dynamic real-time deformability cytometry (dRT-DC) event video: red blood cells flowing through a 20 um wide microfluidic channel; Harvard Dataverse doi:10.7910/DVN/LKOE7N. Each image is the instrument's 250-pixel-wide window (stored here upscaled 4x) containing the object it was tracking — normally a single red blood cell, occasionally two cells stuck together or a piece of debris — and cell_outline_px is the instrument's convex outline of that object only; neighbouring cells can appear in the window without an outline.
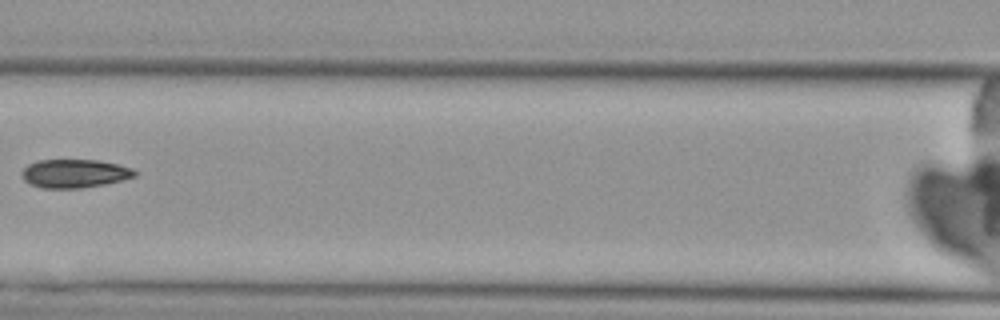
{"species": "Egyptian fruit bat (a non-hibernating species)", "species_latin": "Rousettus aegyptiacus", "temperature_condition": "cold", "stored_images_in_passage": 7, "camera_frame_rate_fps": 3000, "um_per_image_px": 0.085, "animal": {"sex": "female"}, "frame": {"image": 1, "passage_image": 7, "time_ms": 7.333, "image_size_px": [1000, 320], "cell_outline_px": [[136, 176], [104, 184], [80, 188], [40, 188], [24, 180], [20, 172], [28, 164], [36, 160], [96, 160], [116, 164], [132, 168], [136, 172]], "centroid_in_image_um": [6.29, 14.74], "position_along_channel_um": 160.3, "area_um2": 18.61}}